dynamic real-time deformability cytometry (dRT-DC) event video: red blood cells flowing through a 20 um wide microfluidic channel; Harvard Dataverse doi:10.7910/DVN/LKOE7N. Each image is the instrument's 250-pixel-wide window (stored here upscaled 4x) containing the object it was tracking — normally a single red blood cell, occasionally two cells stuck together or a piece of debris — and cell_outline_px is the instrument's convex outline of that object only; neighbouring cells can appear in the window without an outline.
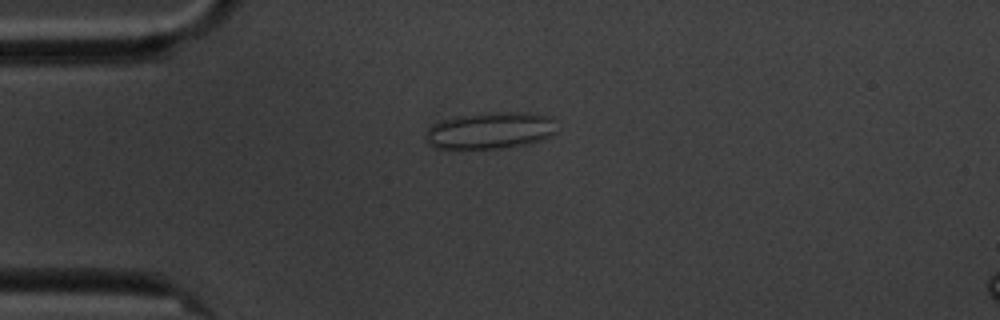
{"species": "common noctule bat (a hibernating species)", "species_latin": "Nyctalus noctula", "temperature_condition": "cold", "stored_images_in_passage": 7, "camera_frame_rate_fps": 3000, "um_per_image_px": 0.085, "animal": {"sex": "male", "body_mass_g": 20.1, "forearm_length_mm": 53.5}, "frame": {"image": 1, "passage_image": 4, "time_ms": 3.667, "image_size_px": [1000, 320], "cell_outline_px": [[556, 132], [552, 136], [544, 140], [528, 144], [508, 148], [452, 152], [432, 148], [424, 140], [424, 136], [428, 128], [432, 124], [456, 116], [488, 112], [532, 112], [552, 116]], "centroid_in_image_um": [41.61, 11.15], "position_along_channel_um": 43.4, "area_um2": 29.77}}
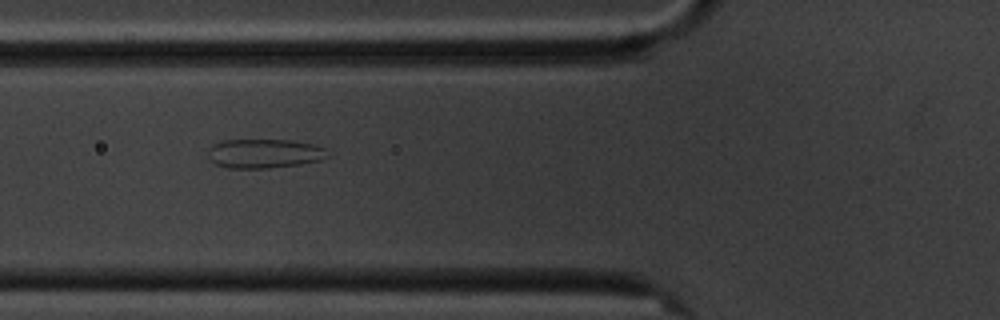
{"frame": {"image": 2, "passage_image": 6, "time_ms": 6.0, "image_size_px": [1000, 320], "cell_outline_px": [[332, 156], [320, 160], [300, 164], [268, 168], [228, 168], [216, 164], [208, 156], [208, 148], [212, 144], [224, 140], [292, 140], [312, 144], [324, 148]], "centroid_in_image_um": [22.48, 13.04], "position_along_channel_um": 103.3, "area_um2": 20.4}}